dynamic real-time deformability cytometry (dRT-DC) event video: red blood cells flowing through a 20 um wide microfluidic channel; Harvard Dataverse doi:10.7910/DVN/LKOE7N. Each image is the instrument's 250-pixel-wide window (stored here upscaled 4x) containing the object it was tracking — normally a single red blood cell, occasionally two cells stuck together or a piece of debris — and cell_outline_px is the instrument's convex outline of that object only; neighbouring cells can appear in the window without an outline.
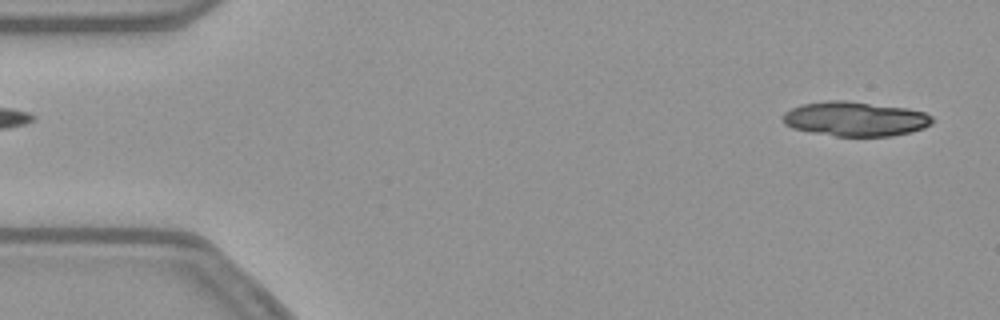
{"species": "common noctule bat (a hibernating species)", "species_latin": "Nyctalus noctula", "temperature_condition": "warm", "stored_images_in_passage": 15, "camera_frame_rate_fps": 3000, "um_per_image_px": 0.085, "animal": {"sex": "female", "body_mass_g": 21.9}, "frame": {"image": 1, "passage_image": 1, "time_ms": 0.0, "image_size_px": [1000, 320], "cell_outline_px": [[932, 124], [924, 128], [892, 136], [836, 136], [812, 132], [792, 128], [784, 124], [784, 112], [800, 104], [828, 100], [844, 100], [908, 108], [924, 112], [932, 116]], "centroid_in_image_um": [72.69, 10.1], "position_along_channel_um": 12.3, "area_um2": 30.06}}